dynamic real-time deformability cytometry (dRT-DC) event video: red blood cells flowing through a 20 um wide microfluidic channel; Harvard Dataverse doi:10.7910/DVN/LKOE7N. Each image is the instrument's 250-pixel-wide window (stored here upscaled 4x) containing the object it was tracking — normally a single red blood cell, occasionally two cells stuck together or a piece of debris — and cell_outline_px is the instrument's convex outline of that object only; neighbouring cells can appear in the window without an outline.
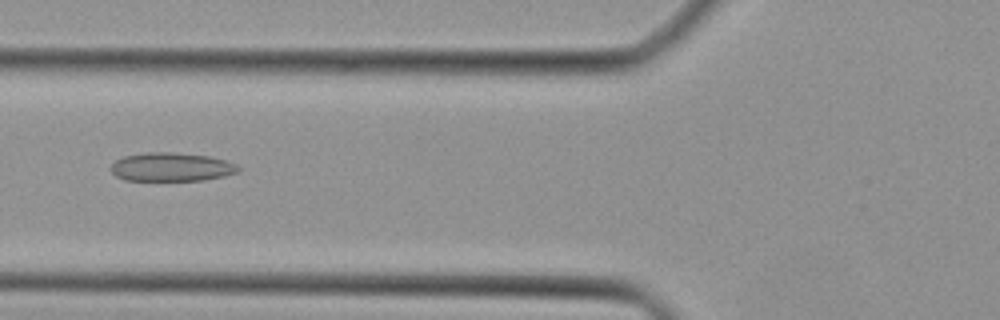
{"species": "Egyptian fruit bat (a non-hibernating species)", "species_latin": "Rousettus aegyptiacus", "temperature_condition": "cold", "stored_images_in_passage": 40, "camera_frame_rate_fps": 3000, "um_per_image_px": 0.085, "animal": {"sex": "female"}, "frame": {"image": 1, "passage_image": 13, "time_ms": 4.0, "image_size_px": [1000, 320], "cell_outline_px": [[240, 172], [224, 176], [204, 180], [124, 180], [116, 176], [108, 168], [116, 160], [124, 156], [148, 152], [172, 152], [208, 156], [224, 160], [236, 164], [240, 168]], "centroid_in_image_um": [14.56, 14.19], "position_along_channel_um": 111.2, "area_um2": 21.27}}
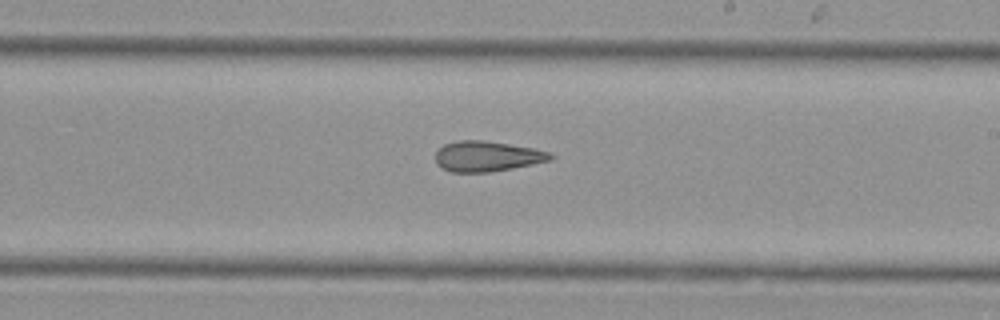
{"frame": {"image": 2, "passage_image": 22, "time_ms": 7.0, "image_size_px": [1000, 320], "cell_outline_px": [[556, 156], [552, 160], [512, 168], [488, 172], [452, 172], [436, 164], [436, 152], [444, 144], [460, 140], [484, 140], [532, 148], [548, 152]], "centroid_in_image_um": [41.4, 13.28], "position_along_channel_um": 247.6, "area_um2": 20.17}}
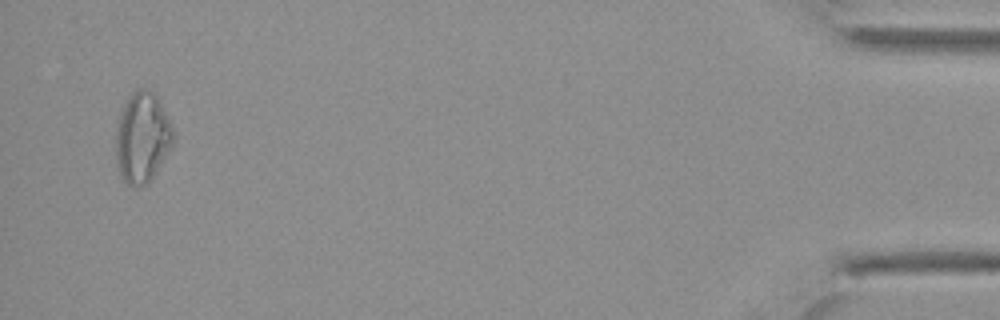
{"frame": {"image": 3, "passage_image": 39, "time_ms": 12.667, "image_size_px": [1000, 320], "cell_outline_px": [[176, 136], [168, 152], [152, 176], [144, 184], [128, 184], [120, 180], [116, 160], [116, 124], [120, 112], [128, 96], [136, 88], [152, 88], [156, 92], [160, 100]], "centroid_in_image_um": [12.08, 11.6], "position_along_channel_um": 423.1, "area_um2": 30.46}}